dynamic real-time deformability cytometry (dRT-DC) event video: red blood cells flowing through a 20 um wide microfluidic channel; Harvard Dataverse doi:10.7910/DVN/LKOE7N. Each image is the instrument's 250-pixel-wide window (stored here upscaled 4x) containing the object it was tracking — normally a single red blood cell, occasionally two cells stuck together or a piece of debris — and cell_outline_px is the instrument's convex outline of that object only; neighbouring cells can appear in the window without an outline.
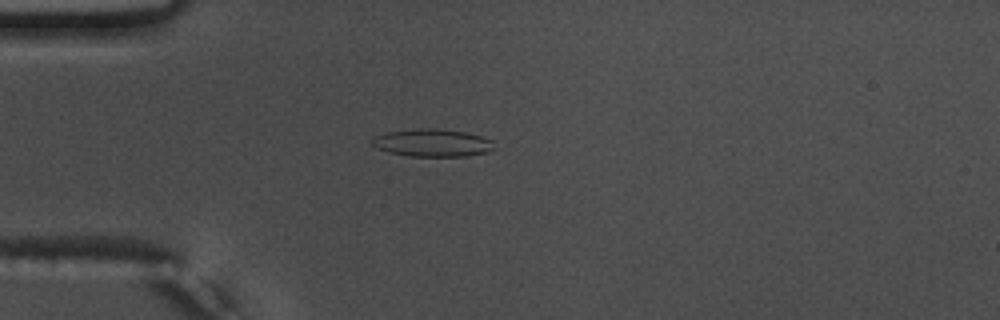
{"species": "common noctule bat (a hibernating species)", "species_latin": "Nyctalus noctula", "temperature_condition": "warm", "stored_images_in_passage": 42, "camera_frame_rate_fps": 3000, "um_per_image_px": 0.085, "animal": {"sex": "male", "body_mass_g": 17.5, "forearm_length_mm": 52.3}, "frame": {"image": 1, "passage_image": 3, "time_ms": 0.667, "image_size_px": [1000, 320], "cell_outline_px": [[496, 148], [488, 152], [468, 156], [408, 156], [388, 152], [376, 148], [372, 144], [372, 136], [388, 132], [420, 128], [428, 128], [468, 132], [492, 140]], "centroid_in_image_um": [36.76, 12.15], "position_along_channel_um": 48.2, "area_um2": 19.77}}
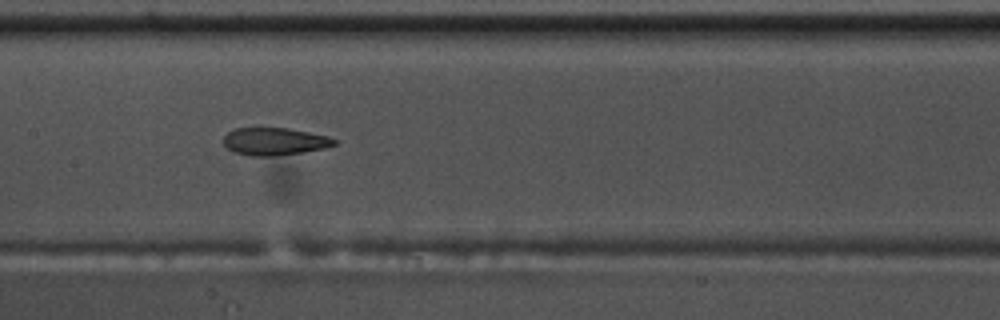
{"frame": {"image": 2, "passage_image": 15, "time_ms": 4.667, "image_size_px": [1000, 320], "cell_outline_px": [[336, 144], [324, 148], [304, 152], [272, 156], [248, 156], [232, 152], [224, 144], [224, 136], [228, 132], [236, 128], [288, 128], [328, 136], [336, 140]], "centroid_in_image_um": [23.31, 12.03], "position_along_channel_um": 184.1, "area_um2": 17.74}}
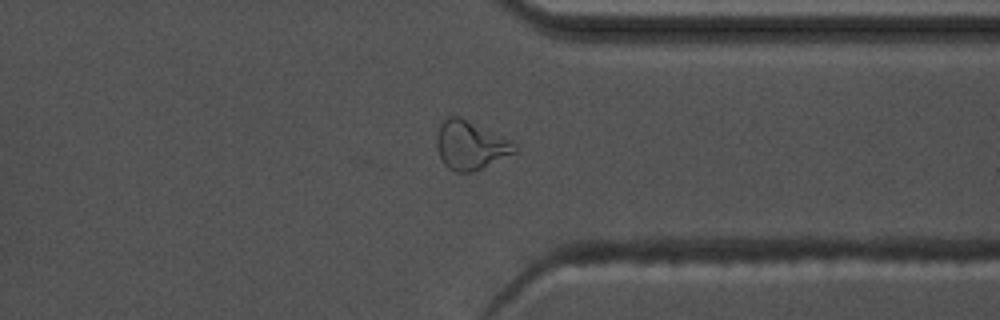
{"frame": {"image": 3, "passage_image": 30, "time_ms": 9.667, "image_size_px": [1000, 320], "cell_outline_px": [[516, 152], [472, 172], [456, 172], [448, 168], [444, 164], [436, 148], [436, 136], [440, 124], [448, 116], [460, 116], [512, 140], [516, 144]], "centroid_in_image_um": [39.97, 12.33], "position_along_channel_um": 371.4, "area_um2": 22.08}, "authors_computed_cell_mechanics": {"area_um2": 18.8428, "velocity_mm_per_s": 3.7783, "shape_relaxation_time_tau1_ms": 7.5432, "shape_relaxation_time_tau2_ms": 2.4798, "deformation_change_tau1": 0.235, "deformation_change_tau2": 0.1092}}